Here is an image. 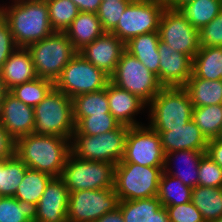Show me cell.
Listing matches in <instances>:
<instances>
[{
	"mask_svg": "<svg viewBox=\"0 0 222 222\" xmlns=\"http://www.w3.org/2000/svg\"><path fill=\"white\" fill-rule=\"evenodd\" d=\"M11 5L1 6L0 13L6 19L17 47L27 48L54 30L49 21L46 0H12Z\"/></svg>",
	"mask_w": 222,
	"mask_h": 222,
	"instance_id": "cell-1",
	"label": "cell"
},
{
	"mask_svg": "<svg viewBox=\"0 0 222 222\" xmlns=\"http://www.w3.org/2000/svg\"><path fill=\"white\" fill-rule=\"evenodd\" d=\"M70 150V139L29 134L16 140V155L29 169L61 177Z\"/></svg>",
	"mask_w": 222,
	"mask_h": 222,
	"instance_id": "cell-2",
	"label": "cell"
},
{
	"mask_svg": "<svg viewBox=\"0 0 222 222\" xmlns=\"http://www.w3.org/2000/svg\"><path fill=\"white\" fill-rule=\"evenodd\" d=\"M147 106L148 126L156 132L183 127L192 120L194 107L184 87H163Z\"/></svg>",
	"mask_w": 222,
	"mask_h": 222,
	"instance_id": "cell-3",
	"label": "cell"
},
{
	"mask_svg": "<svg viewBox=\"0 0 222 222\" xmlns=\"http://www.w3.org/2000/svg\"><path fill=\"white\" fill-rule=\"evenodd\" d=\"M34 134L71 139L75 130L72 98L53 87L34 107Z\"/></svg>",
	"mask_w": 222,
	"mask_h": 222,
	"instance_id": "cell-4",
	"label": "cell"
},
{
	"mask_svg": "<svg viewBox=\"0 0 222 222\" xmlns=\"http://www.w3.org/2000/svg\"><path fill=\"white\" fill-rule=\"evenodd\" d=\"M129 127L121 124L115 130L96 136L82 134L75 128L70 139L71 154L86 161H103L116 165L123 158Z\"/></svg>",
	"mask_w": 222,
	"mask_h": 222,
	"instance_id": "cell-5",
	"label": "cell"
},
{
	"mask_svg": "<svg viewBox=\"0 0 222 222\" xmlns=\"http://www.w3.org/2000/svg\"><path fill=\"white\" fill-rule=\"evenodd\" d=\"M27 49L31 53L37 76L53 82L78 53L65 32H54Z\"/></svg>",
	"mask_w": 222,
	"mask_h": 222,
	"instance_id": "cell-6",
	"label": "cell"
},
{
	"mask_svg": "<svg viewBox=\"0 0 222 222\" xmlns=\"http://www.w3.org/2000/svg\"><path fill=\"white\" fill-rule=\"evenodd\" d=\"M162 173L163 167L117 163L114 190L120 201L157 197Z\"/></svg>",
	"mask_w": 222,
	"mask_h": 222,
	"instance_id": "cell-7",
	"label": "cell"
},
{
	"mask_svg": "<svg viewBox=\"0 0 222 222\" xmlns=\"http://www.w3.org/2000/svg\"><path fill=\"white\" fill-rule=\"evenodd\" d=\"M115 164L68 155L61 174L70 192L114 188Z\"/></svg>",
	"mask_w": 222,
	"mask_h": 222,
	"instance_id": "cell-8",
	"label": "cell"
},
{
	"mask_svg": "<svg viewBox=\"0 0 222 222\" xmlns=\"http://www.w3.org/2000/svg\"><path fill=\"white\" fill-rule=\"evenodd\" d=\"M110 82L138 96L147 105L163 88L157 75L126 50L122 53L114 73L110 76Z\"/></svg>",
	"mask_w": 222,
	"mask_h": 222,
	"instance_id": "cell-9",
	"label": "cell"
},
{
	"mask_svg": "<svg viewBox=\"0 0 222 222\" xmlns=\"http://www.w3.org/2000/svg\"><path fill=\"white\" fill-rule=\"evenodd\" d=\"M110 76L77 53L63 68L54 82V87L70 98L79 94L103 90Z\"/></svg>",
	"mask_w": 222,
	"mask_h": 222,
	"instance_id": "cell-10",
	"label": "cell"
},
{
	"mask_svg": "<svg viewBox=\"0 0 222 222\" xmlns=\"http://www.w3.org/2000/svg\"><path fill=\"white\" fill-rule=\"evenodd\" d=\"M165 0H133L111 31L124 43L131 38L159 30Z\"/></svg>",
	"mask_w": 222,
	"mask_h": 222,
	"instance_id": "cell-11",
	"label": "cell"
},
{
	"mask_svg": "<svg viewBox=\"0 0 222 222\" xmlns=\"http://www.w3.org/2000/svg\"><path fill=\"white\" fill-rule=\"evenodd\" d=\"M119 202L114 188L70 192L67 220L68 222H95L105 213L118 208Z\"/></svg>",
	"mask_w": 222,
	"mask_h": 222,
	"instance_id": "cell-12",
	"label": "cell"
},
{
	"mask_svg": "<svg viewBox=\"0 0 222 222\" xmlns=\"http://www.w3.org/2000/svg\"><path fill=\"white\" fill-rule=\"evenodd\" d=\"M165 153L160 135L148 125L129 127L124 155L119 163H135L142 166L163 167Z\"/></svg>",
	"mask_w": 222,
	"mask_h": 222,
	"instance_id": "cell-13",
	"label": "cell"
},
{
	"mask_svg": "<svg viewBox=\"0 0 222 222\" xmlns=\"http://www.w3.org/2000/svg\"><path fill=\"white\" fill-rule=\"evenodd\" d=\"M160 41L191 59L199 51V30L193 27L180 10L165 7L159 23Z\"/></svg>",
	"mask_w": 222,
	"mask_h": 222,
	"instance_id": "cell-14",
	"label": "cell"
},
{
	"mask_svg": "<svg viewBox=\"0 0 222 222\" xmlns=\"http://www.w3.org/2000/svg\"><path fill=\"white\" fill-rule=\"evenodd\" d=\"M159 82L163 87H184L192 75V59L159 41Z\"/></svg>",
	"mask_w": 222,
	"mask_h": 222,
	"instance_id": "cell-15",
	"label": "cell"
},
{
	"mask_svg": "<svg viewBox=\"0 0 222 222\" xmlns=\"http://www.w3.org/2000/svg\"><path fill=\"white\" fill-rule=\"evenodd\" d=\"M125 51V43L111 32H104L80 53L87 61L111 76Z\"/></svg>",
	"mask_w": 222,
	"mask_h": 222,
	"instance_id": "cell-16",
	"label": "cell"
},
{
	"mask_svg": "<svg viewBox=\"0 0 222 222\" xmlns=\"http://www.w3.org/2000/svg\"><path fill=\"white\" fill-rule=\"evenodd\" d=\"M0 121L15 139L34 133V108L18 100L9 91L0 103Z\"/></svg>",
	"mask_w": 222,
	"mask_h": 222,
	"instance_id": "cell-17",
	"label": "cell"
},
{
	"mask_svg": "<svg viewBox=\"0 0 222 222\" xmlns=\"http://www.w3.org/2000/svg\"><path fill=\"white\" fill-rule=\"evenodd\" d=\"M69 191L61 177H53L37 203L35 222H68Z\"/></svg>",
	"mask_w": 222,
	"mask_h": 222,
	"instance_id": "cell-18",
	"label": "cell"
},
{
	"mask_svg": "<svg viewBox=\"0 0 222 222\" xmlns=\"http://www.w3.org/2000/svg\"><path fill=\"white\" fill-rule=\"evenodd\" d=\"M107 98L110 107V113L116 118L120 124L126 126H140L135 115L147 107V104L138 96L123 90L113 83L107 84Z\"/></svg>",
	"mask_w": 222,
	"mask_h": 222,
	"instance_id": "cell-19",
	"label": "cell"
},
{
	"mask_svg": "<svg viewBox=\"0 0 222 222\" xmlns=\"http://www.w3.org/2000/svg\"><path fill=\"white\" fill-rule=\"evenodd\" d=\"M157 133L160 135L165 154L180 150H207L208 140L193 120L183 127L170 128V131Z\"/></svg>",
	"mask_w": 222,
	"mask_h": 222,
	"instance_id": "cell-20",
	"label": "cell"
},
{
	"mask_svg": "<svg viewBox=\"0 0 222 222\" xmlns=\"http://www.w3.org/2000/svg\"><path fill=\"white\" fill-rule=\"evenodd\" d=\"M0 76L8 91L16 85L37 78L29 50L24 47H17L1 67Z\"/></svg>",
	"mask_w": 222,
	"mask_h": 222,
	"instance_id": "cell-21",
	"label": "cell"
},
{
	"mask_svg": "<svg viewBox=\"0 0 222 222\" xmlns=\"http://www.w3.org/2000/svg\"><path fill=\"white\" fill-rule=\"evenodd\" d=\"M160 41L159 31L141 34L131 38L125 43V50L136 57L152 73L157 75L159 80V52Z\"/></svg>",
	"mask_w": 222,
	"mask_h": 222,
	"instance_id": "cell-22",
	"label": "cell"
},
{
	"mask_svg": "<svg viewBox=\"0 0 222 222\" xmlns=\"http://www.w3.org/2000/svg\"><path fill=\"white\" fill-rule=\"evenodd\" d=\"M104 32L97 14L88 12H79L70 27L65 31L77 52L100 37Z\"/></svg>",
	"mask_w": 222,
	"mask_h": 222,
	"instance_id": "cell-23",
	"label": "cell"
},
{
	"mask_svg": "<svg viewBox=\"0 0 222 222\" xmlns=\"http://www.w3.org/2000/svg\"><path fill=\"white\" fill-rule=\"evenodd\" d=\"M205 153L206 151H196V150H180V151L166 153L164 158L163 171L175 178L180 179L185 185L194 188L198 186V179H199L198 167L200 159ZM173 159L175 160L178 159L181 160L182 163H185V165L187 166L186 170L182 169V170L173 171V169H171L172 167L169 166L171 165V162L174 161ZM187 168L189 170H187Z\"/></svg>",
	"mask_w": 222,
	"mask_h": 222,
	"instance_id": "cell-24",
	"label": "cell"
},
{
	"mask_svg": "<svg viewBox=\"0 0 222 222\" xmlns=\"http://www.w3.org/2000/svg\"><path fill=\"white\" fill-rule=\"evenodd\" d=\"M194 108L222 104V80L191 77L184 86Z\"/></svg>",
	"mask_w": 222,
	"mask_h": 222,
	"instance_id": "cell-25",
	"label": "cell"
},
{
	"mask_svg": "<svg viewBox=\"0 0 222 222\" xmlns=\"http://www.w3.org/2000/svg\"><path fill=\"white\" fill-rule=\"evenodd\" d=\"M192 75L206 80H222V47L200 46L192 59Z\"/></svg>",
	"mask_w": 222,
	"mask_h": 222,
	"instance_id": "cell-26",
	"label": "cell"
},
{
	"mask_svg": "<svg viewBox=\"0 0 222 222\" xmlns=\"http://www.w3.org/2000/svg\"><path fill=\"white\" fill-rule=\"evenodd\" d=\"M191 202L205 222H213L222 216V187L196 186L192 188Z\"/></svg>",
	"mask_w": 222,
	"mask_h": 222,
	"instance_id": "cell-27",
	"label": "cell"
},
{
	"mask_svg": "<svg viewBox=\"0 0 222 222\" xmlns=\"http://www.w3.org/2000/svg\"><path fill=\"white\" fill-rule=\"evenodd\" d=\"M72 103L73 120L75 123L83 117L110 113L107 86L97 92L79 94L72 98Z\"/></svg>",
	"mask_w": 222,
	"mask_h": 222,
	"instance_id": "cell-28",
	"label": "cell"
},
{
	"mask_svg": "<svg viewBox=\"0 0 222 222\" xmlns=\"http://www.w3.org/2000/svg\"><path fill=\"white\" fill-rule=\"evenodd\" d=\"M192 188L185 185L180 179L163 171L157 197L162 206L179 205L191 202Z\"/></svg>",
	"mask_w": 222,
	"mask_h": 222,
	"instance_id": "cell-29",
	"label": "cell"
},
{
	"mask_svg": "<svg viewBox=\"0 0 222 222\" xmlns=\"http://www.w3.org/2000/svg\"><path fill=\"white\" fill-rule=\"evenodd\" d=\"M179 10L193 27L200 30L221 12L222 0H194Z\"/></svg>",
	"mask_w": 222,
	"mask_h": 222,
	"instance_id": "cell-30",
	"label": "cell"
},
{
	"mask_svg": "<svg viewBox=\"0 0 222 222\" xmlns=\"http://www.w3.org/2000/svg\"><path fill=\"white\" fill-rule=\"evenodd\" d=\"M27 169L17 155L0 161V196L14 197Z\"/></svg>",
	"mask_w": 222,
	"mask_h": 222,
	"instance_id": "cell-31",
	"label": "cell"
},
{
	"mask_svg": "<svg viewBox=\"0 0 222 222\" xmlns=\"http://www.w3.org/2000/svg\"><path fill=\"white\" fill-rule=\"evenodd\" d=\"M37 205L11 196L0 197V222H35Z\"/></svg>",
	"mask_w": 222,
	"mask_h": 222,
	"instance_id": "cell-32",
	"label": "cell"
},
{
	"mask_svg": "<svg viewBox=\"0 0 222 222\" xmlns=\"http://www.w3.org/2000/svg\"><path fill=\"white\" fill-rule=\"evenodd\" d=\"M52 178L46 173L28 168L14 197L37 205Z\"/></svg>",
	"mask_w": 222,
	"mask_h": 222,
	"instance_id": "cell-33",
	"label": "cell"
},
{
	"mask_svg": "<svg viewBox=\"0 0 222 222\" xmlns=\"http://www.w3.org/2000/svg\"><path fill=\"white\" fill-rule=\"evenodd\" d=\"M192 120L207 140L218 138L222 130V104L193 108Z\"/></svg>",
	"mask_w": 222,
	"mask_h": 222,
	"instance_id": "cell-34",
	"label": "cell"
},
{
	"mask_svg": "<svg viewBox=\"0 0 222 222\" xmlns=\"http://www.w3.org/2000/svg\"><path fill=\"white\" fill-rule=\"evenodd\" d=\"M124 222H149L153 214L162 207L158 197L120 201Z\"/></svg>",
	"mask_w": 222,
	"mask_h": 222,
	"instance_id": "cell-35",
	"label": "cell"
},
{
	"mask_svg": "<svg viewBox=\"0 0 222 222\" xmlns=\"http://www.w3.org/2000/svg\"><path fill=\"white\" fill-rule=\"evenodd\" d=\"M54 87V82L37 77L34 80L14 86L9 92L28 106H37Z\"/></svg>",
	"mask_w": 222,
	"mask_h": 222,
	"instance_id": "cell-36",
	"label": "cell"
},
{
	"mask_svg": "<svg viewBox=\"0 0 222 222\" xmlns=\"http://www.w3.org/2000/svg\"><path fill=\"white\" fill-rule=\"evenodd\" d=\"M46 4L54 32H65L80 12L71 0H46Z\"/></svg>",
	"mask_w": 222,
	"mask_h": 222,
	"instance_id": "cell-37",
	"label": "cell"
},
{
	"mask_svg": "<svg viewBox=\"0 0 222 222\" xmlns=\"http://www.w3.org/2000/svg\"><path fill=\"white\" fill-rule=\"evenodd\" d=\"M121 124L111 113L80 118L75 128L82 134L96 136L117 129Z\"/></svg>",
	"mask_w": 222,
	"mask_h": 222,
	"instance_id": "cell-38",
	"label": "cell"
},
{
	"mask_svg": "<svg viewBox=\"0 0 222 222\" xmlns=\"http://www.w3.org/2000/svg\"><path fill=\"white\" fill-rule=\"evenodd\" d=\"M132 1H102L97 12L102 29L111 32L118 24L126 7Z\"/></svg>",
	"mask_w": 222,
	"mask_h": 222,
	"instance_id": "cell-39",
	"label": "cell"
},
{
	"mask_svg": "<svg viewBox=\"0 0 222 222\" xmlns=\"http://www.w3.org/2000/svg\"><path fill=\"white\" fill-rule=\"evenodd\" d=\"M198 170V186L222 187V168L206 153L200 159Z\"/></svg>",
	"mask_w": 222,
	"mask_h": 222,
	"instance_id": "cell-40",
	"label": "cell"
},
{
	"mask_svg": "<svg viewBox=\"0 0 222 222\" xmlns=\"http://www.w3.org/2000/svg\"><path fill=\"white\" fill-rule=\"evenodd\" d=\"M199 44L205 47H222V10L199 30Z\"/></svg>",
	"mask_w": 222,
	"mask_h": 222,
	"instance_id": "cell-41",
	"label": "cell"
},
{
	"mask_svg": "<svg viewBox=\"0 0 222 222\" xmlns=\"http://www.w3.org/2000/svg\"><path fill=\"white\" fill-rule=\"evenodd\" d=\"M170 222H205L201 212L192 202L165 207Z\"/></svg>",
	"mask_w": 222,
	"mask_h": 222,
	"instance_id": "cell-42",
	"label": "cell"
},
{
	"mask_svg": "<svg viewBox=\"0 0 222 222\" xmlns=\"http://www.w3.org/2000/svg\"><path fill=\"white\" fill-rule=\"evenodd\" d=\"M17 48L6 19L0 13V69L11 53Z\"/></svg>",
	"mask_w": 222,
	"mask_h": 222,
	"instance_id": "cell-43",
	"label": "cell"
},
{
	"mask_svg": "<svg viewBox=\"0 0 222 222\" xmlns=\"http://www.w3.org/2000/svg\"><path fill=\"white\" fill-rule=\"evenodd\" d=\"M16 155V140L7 132L0 121V161Z\"/></svg>",
	"mask_w": 222,
	"mask_h": 222,
	"instance_id": "cell-44",
	"label": "cell"
},
{
	"mask_svg": "<svg viewBox=\"0 0 222 222\" xmlns=\"http://www.w3.org/2000/svg\"><path fill=\"white\" fill-rule=\"evenodd\" d=\"M206 154L222 168V141L218 138L208 140Z\"/></svg>",
	"mask_w": 222,
	"mask_h": 222,
	"instance_id": "cell-45",
	"label": "cell"
},
{
	"mask_svg": "<svg viewBox=\"0 0 222 222\" xmlns=\"http://www.w3.org/2000/svg\"><path fill=\"white\" fill-rule=\"evenodd\" d=\"M80 12L97 14L102 0H71Z\"/></svg>",
	"mask_w": 222,
	"mask_h": 222,
	"instance_id": "cell-46",
	"label": "cell"
},
{
	"mask_svg": "<svg viewBox=\"0 0 222 222\" xmlns=\"http://www.w3.org/2000/svg\"><path fill=\"white\" fill-rule=\"evenodd\" d=\"M95 222H124L120 208H116L114 211L105 213L101 218Z\"/></svg>",
	"mask_w": 222,
	"mask_h": 222,
	"instance_id": "cell-47",
	"label": "cell"
},
{
	"mask_svg": "<svg viewBox=\"0 0 222 222\" xmlns=\"http://www.w3.org/2000/svg\"><path fill=\"white\" fill-rule=\"evenodd\" d=\"M149 222H170L166 208L162 206L160 209H158L153 214Z\"/></svg>",
	"mask_w": 222,
	"mask_h": 222,
	"instance_id": "cell-48",
	"label": "cell"
},
{
	"mask_svg": "<svg viewBox=\"0 0 222 222\" xmlns=\"http://www.w3.org/2000/svg\"><path fill=\"white\" fill-rule=\"evenodd\" d=\"M194 0H165L167 7L179 10L182 6Z\"/></svg>",
	"mask_w": 222,
	"mask_h": 222,
	"instance_id": "cell-49",
	"label": "cell"
},
{
	"mask_svg": "<svg viewBox=\"0 0 222 222\" xmlns=\"http://www.w3.org/2000/svg\"><path fill=\"white\" fill-rule=\"evenodd\" d=\"M8 92L6 89L4 83L2 82L1 76H0V103L3 100L5 94Z\"/></svg>",
	"mask_w": 222,
	"mask_h": 222,
	"instance_id": "cell-50",
	"label": "cell"
},
{
	"mask_svg": "<svg viewBox=\"0 0 222 222\" xmlns=\"http://www.w3.org/2000/svg\"><path fill=\"white\" fill-rule=\"evenodd\" d=\"M102 1H133V0H102Z\"/></svg>",
	"mask_w": 222,
	"mask_h": 222,
	"instance_id": "cell-51",
	"label": "cell"
},
{
	"mask_svg": "<svg viewBox=\"0 0 222 222\" xmlns=\"http://www.w3.org/2000/svg\"><path fill=\"white\" fill-rule=\"evenodd\" d=\"M213 222H222V216L219 219H217V220H215Z\"/></svg>",
	"mask_w": 222,
	"mask_h": 222,
	"instance_id": "cell-52",
	"label": "cell"
},
{
	"mask_svg": "<svg viewBox=\"0 0 222 222\" xmlns=\"http://www.w3.org/2000/svg\"><path fill=\"white\" fill-rule=\"evenodd\" d=\"M218 139L222 141V130H221V133H220Z\"/></svg>",
	"mask_w": 222,
	"mask_h": 222,
	"instance_id": "cell-53",
	"label": "cell"
}]
</instances>
